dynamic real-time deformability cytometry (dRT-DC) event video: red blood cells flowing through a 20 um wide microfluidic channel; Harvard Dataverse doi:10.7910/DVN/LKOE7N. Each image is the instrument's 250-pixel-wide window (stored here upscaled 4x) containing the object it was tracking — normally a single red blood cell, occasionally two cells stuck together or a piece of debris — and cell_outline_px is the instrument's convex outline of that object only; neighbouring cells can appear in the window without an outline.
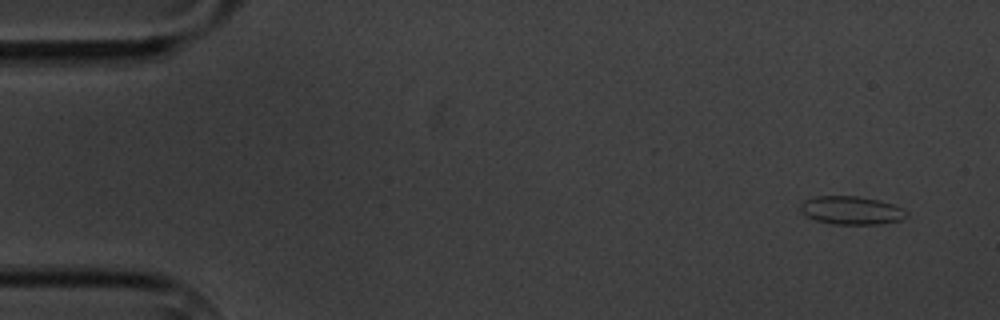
{"species": "common noctule bat (a hibernating species)", "species_latin": "Nyctalus noctula", "temperature_condition": "cold", "stored_images_in_passage": 6, "camera_frame_rate_fps": 3000, "um_per_image_px": 0.085, "animal": {"sex": "male", "body_mass_g": 20.1, "forearm_length_mm": 53.5}, "frame": {"image": 1, "passage_image": 1, "time_ms": 0.0, "image_size_px": [1000, 320], "cell_outline_px": [[908, 216], [900, 220], [880, 224], [832, 224], [816, 220], [808, 216], [800, 208], [800, 204], [804, 200], [816, 196], [856, 196], [880, 200], [904, 208], [908, 212]], "centroid_in_image_um": [72.41, 17.88], "position_along_channel_um": 12.6, "area_um2": 17.46}}
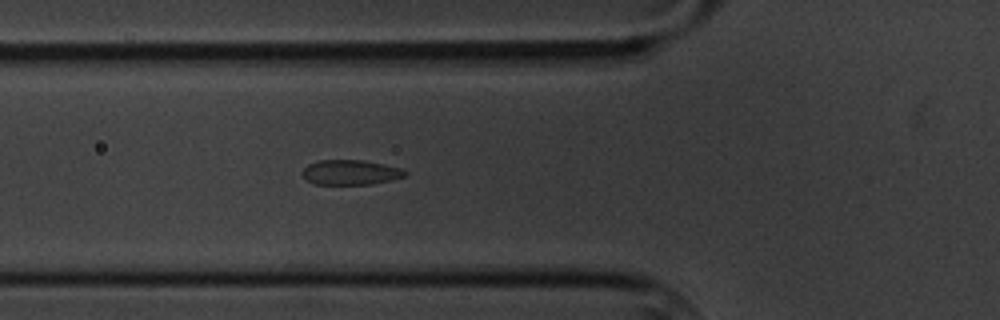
{"frame": {"image": 2, "passage_image": 6, "time_ms": 5.667, "image_size_px": [1000, 320], "cell_outline_px": [[408, 172], [404, 176], [372, 184], [312, 184], [300, 172], [308, 164], [316, 160], [364, 160], [404, 168]], "centroid_in_image_um": [29.78, 14.64], "position_along_channel_um": 96.0, "area_um2": 14.97}}